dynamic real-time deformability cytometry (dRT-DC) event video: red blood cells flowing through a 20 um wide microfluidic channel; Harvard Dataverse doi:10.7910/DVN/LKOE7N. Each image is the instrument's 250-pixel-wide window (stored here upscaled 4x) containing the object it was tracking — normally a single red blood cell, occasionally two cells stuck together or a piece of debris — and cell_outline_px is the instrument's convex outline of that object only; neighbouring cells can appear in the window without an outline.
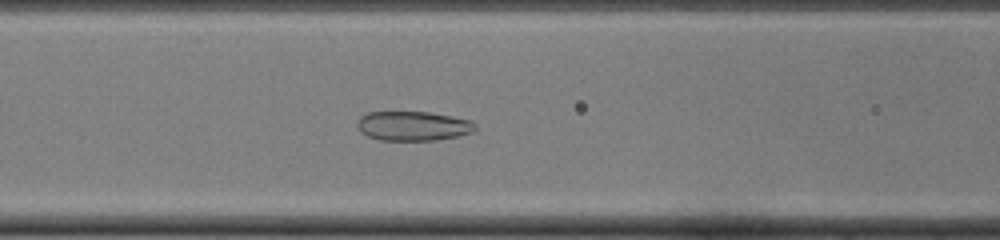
{"species": "common noctule bat (a hibernating species)", "species_latin": "Nyctalus noctula", "temperature_condition": "cold", "stored_images_in_passage": 51, "camera_frame_rate_fps": 3000, "um_per_image_px": 0.085, "animal": {"sex": "female", "body_mass_g": 22.0, "forearm_length_mm": 56.7}, "frame": {"image": 1, "passage_image": 21, "time_ms": 6.667, "image_size_px": [1000, 240], "cell_outline_px": [[468, 132], [452, 136], [428, 140], [388, 140], [372, 136], [364, 132], [360, 128], [360, 120], [364, 116], [372, 112], [424, 112], [464, 120]], "centroid_in_image_um": [34.94, 10.7], "position_along_channel_um": 131.7, "area_um2": 18.09}}
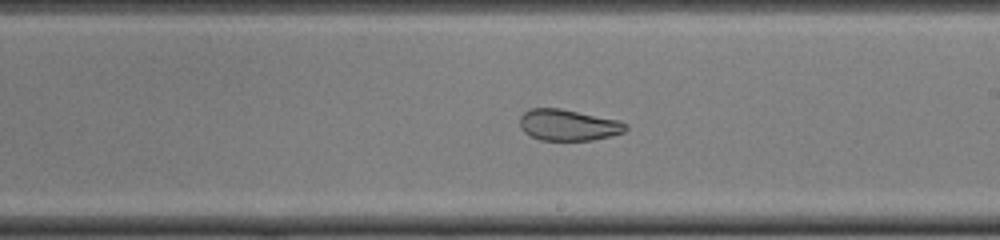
{"frame": {"image": 2, "passage_image": 29, "time_ms": 9.333, "image_size_px": [1000, 240], "cell_outline_px": [[624, 128], [620, 132], [588, 140], [544, 140], [532, 136], [524, 128], [524, 116], [528, 112], [536, 108], [556, 108], [612, 120], [624, 124]], "centroid_in_image_um": [48.27, 10.64], "position_along_channel_um": 240.7, "area_um2": 17.34}}
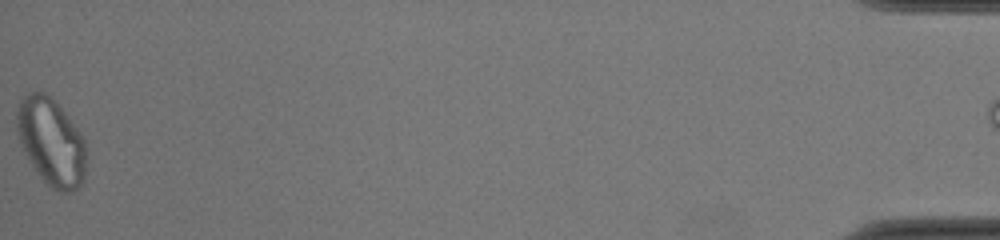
{"frame": {"image": 3, "passage_image": 50, "time_ms": 16.333, "image_size_px": [1000, 240], "cell_outline_px": [[80, 176], [76, 184], [68, 188], [60, 188], [36, 164], [24, 140], [20, 128], [20, 112], [28, 100], [32, 96], [44, 96], [56, 108], [80, 140]], "centroid_in_image_um": [4.34, 12.03], "position_along_channel_um": 430.9, "area_um2": 26.76}}